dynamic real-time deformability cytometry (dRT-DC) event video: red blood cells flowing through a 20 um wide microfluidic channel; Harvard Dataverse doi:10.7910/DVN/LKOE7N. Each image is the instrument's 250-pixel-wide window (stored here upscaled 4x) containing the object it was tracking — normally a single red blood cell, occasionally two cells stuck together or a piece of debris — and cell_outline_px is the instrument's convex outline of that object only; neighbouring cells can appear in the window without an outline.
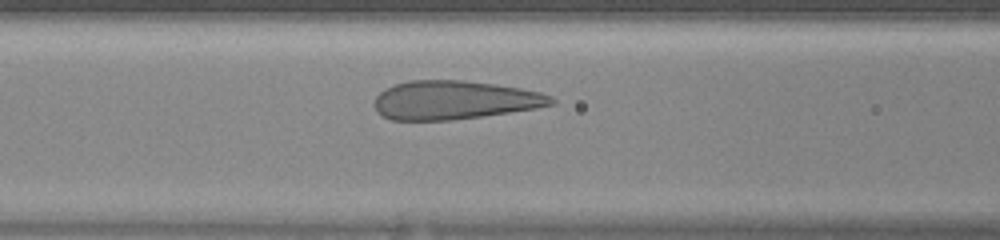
{"species": "human", "species_latin": "Homo sapiens", "temperature_condition": "warm", "stored_images_in_passage": 30, "camera_frame_rate_fps": 3000, "um_per_image_px": 0.085, "donor": {"sex": "female"}, "frame": {"image": 1, "passage_image": 11, "time_ms": 3.333, "image_size_px": [1000, 240], "cell_outline_px": [[556, 104], [536, 108], [484, 116], [452, 120], [392, 120], [380, 116], [376, 112], [376, 96], [384, 88], [408, 80], [464, 80], [496, 84], [520, 88], [540, 92], [552, 96], [556, 100]], "centroid_in_image_um": [38.63, 8.51], "position_along_channel_um": 128.0, "area_um2": 40.11}}
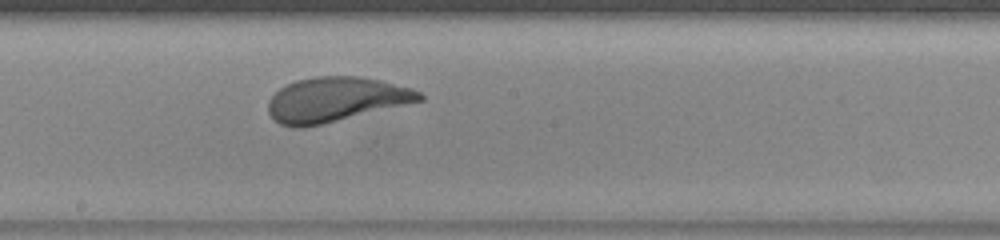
{"frame": {"image": 2, "passage_image": 17, "time_ms": 5.333, "image_size_px": [1000, 240], "cell_outline_px": [[424, 100], [304, 128], [292, 128], [280, 124], [268, 112], [268, 100], [280, 88], [296, 80], [316, 76], [356, 76], [380, 80], [412, 88], [420, 92], [424, 96]], "centroid_in_image_um": [28.52, 8.46], "position_along_channel_um": 219.7, "area_um2": 39.13}}
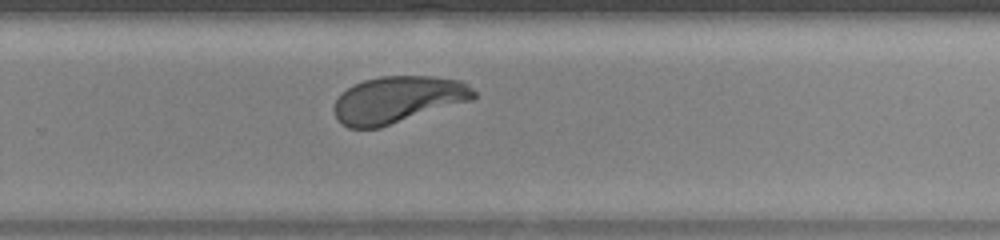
{"frame": {"image": 3, "passage_image": 22, "time_ms": 7.0, "image_size_px": [1000, 240], "cell_outline_px": [[476, 96], [472, 100], [380, 128], [348, 128], [340, 124], [332, 108], [336, 100], [348, 88], [364, 80], [380, 76], [432, 76], [460, 80], [468, 84], [476, 92]], "centroid_in_image_um": [33.82, 8.47], "position_along_channel_um": 296.0, "area_um2": 38.15}}